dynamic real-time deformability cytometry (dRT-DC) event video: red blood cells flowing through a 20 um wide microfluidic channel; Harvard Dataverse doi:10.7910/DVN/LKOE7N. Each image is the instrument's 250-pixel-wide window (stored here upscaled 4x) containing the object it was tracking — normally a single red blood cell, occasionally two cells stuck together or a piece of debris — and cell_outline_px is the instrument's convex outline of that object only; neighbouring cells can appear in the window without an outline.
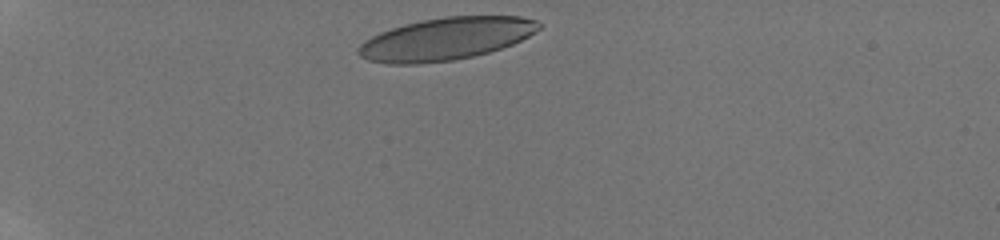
{"species": "human", "species_latin": "Homo sapiens", "temperature_condition": "room temperature", "stored_images_in_passage": 18, "camera_frame_rate_fps": 3000, "um_per_image_px": 0.085, "donor": {"sex": "male"}, "frame": {"image": 1, "passage_image": 1, "time_ms": 0.0, "image_size_px": [1000, 240], "cell_outline_px": [[544, 24], [536, 32], [512, 44], [488, 52], [472, 56], [452, 60], [420, 64], [388, 64], [368, 60], [360, 56], [356, 52], [360, 44], [364, 40], [380, 32], [404, 24], [444, 16], [520, 16], [536, 20]], "centroid_in_image_um": [37.89, 3.3], "position_along_channel_um": 47.1, "area_um2": 44.62}}
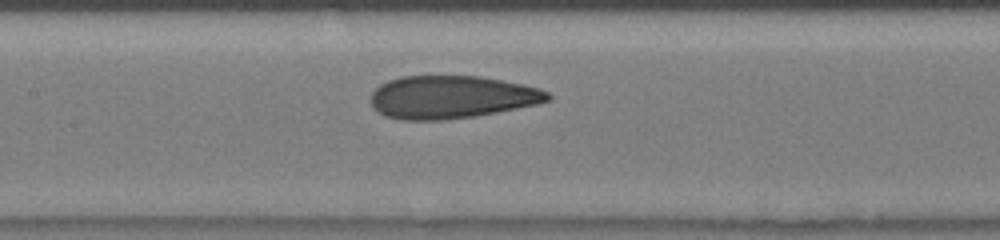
{"frame": {"image": 2, "passage_image": 8, "time_ms": 4.333, "image_size_px": [1000, 240], "cell_outline_px": [[552, 100], [536, 104], [476, 116], [444, 120], [400, 120], [384, 116], [372, 108], [372, 92], [380, 84], [388, 80], [400, 76], [480, 76], [540, 88], [548, 92], [552, 96]], "centroid_in_image_um": [38.35, 8.26], "position_along_channel_um": 169.0, "area_um2": 44.27}}
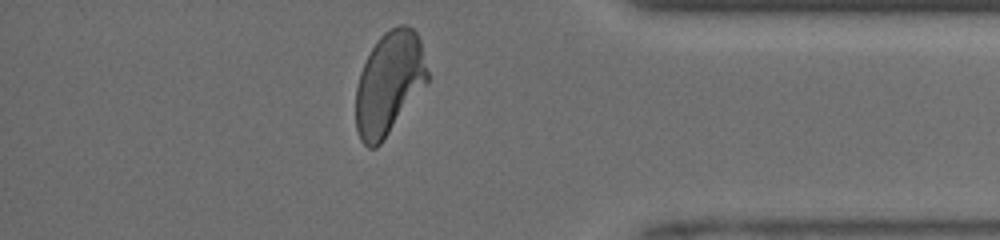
{"frame": {"image": 3, "passage_image": 18, "time_ms": 10.333, "image_size_px": [1000, 240], "cell_outline_px": [[428, 84], [380, 144], [376, 148], [368, 148], [360, 140], [356, 132], [356, 88], [360, 72], [372, 48], [380, 36], [384, 32], [400, 24], [408, 24], [420, 36], [428, 72]], "centroid_in_image_um": [33.09, 7.08], "position_along_channel_um": 402.1, "area_um2": 43.29}, "authors_computed_cell_mechanics": {"area_um2": 44.8817, "velocity_mm_per_s": 4.1246, "shape_relaxation_time_tau1_ms": 3.546, "shape_relaxation_time_tau2_ms": null, "deformation_change_tau1": 0.1461, "deformation_change_tau2": null}}